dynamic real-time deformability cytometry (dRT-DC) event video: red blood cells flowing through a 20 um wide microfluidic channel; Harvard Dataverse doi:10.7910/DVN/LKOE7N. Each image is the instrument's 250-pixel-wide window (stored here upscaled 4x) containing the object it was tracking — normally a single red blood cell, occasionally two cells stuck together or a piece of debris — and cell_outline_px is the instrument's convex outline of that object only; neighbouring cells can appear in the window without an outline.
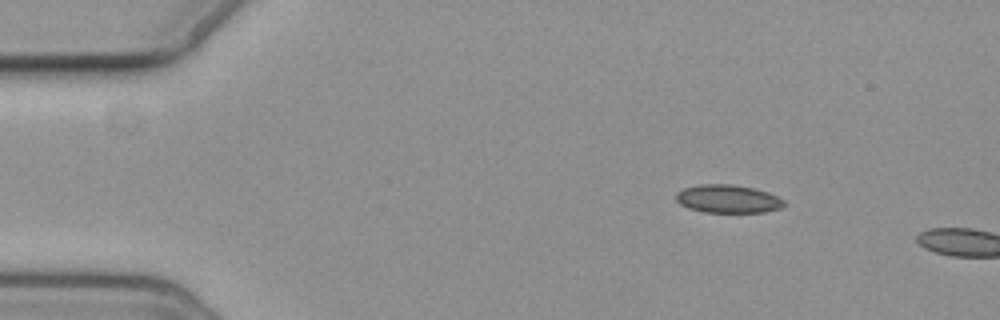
{"species": "common noctule bat (a hibernating species)", "species_latin": "Nyctalus noctula", "temperature_condition": "cold", "stored_images_in_passage": 2, "camera_frame_rate_fps": 3000, "um_per_image_px": 0.085, "animal": {"sex": "female", "body_mass_g": 19.3, "forearm_length_mm": 54.1}, "frame": {"image": 1, "passage_image": 1, "time_ms": 0.0, "image_size_px": [1000, 320], "cell_outline_px": [[784, 204], [780, 208], [764, 212], [704, 212], [688, 208], [680, 204], [676, 200], [676, 192], [684, 188], [700, 184], [732, 184], [752, 188], [768, 192], [784, 200]], "centroid_in_image_um": [61.84, 16.9], "position_along_channel_um": 23.2, "area_um2": 17.63}}